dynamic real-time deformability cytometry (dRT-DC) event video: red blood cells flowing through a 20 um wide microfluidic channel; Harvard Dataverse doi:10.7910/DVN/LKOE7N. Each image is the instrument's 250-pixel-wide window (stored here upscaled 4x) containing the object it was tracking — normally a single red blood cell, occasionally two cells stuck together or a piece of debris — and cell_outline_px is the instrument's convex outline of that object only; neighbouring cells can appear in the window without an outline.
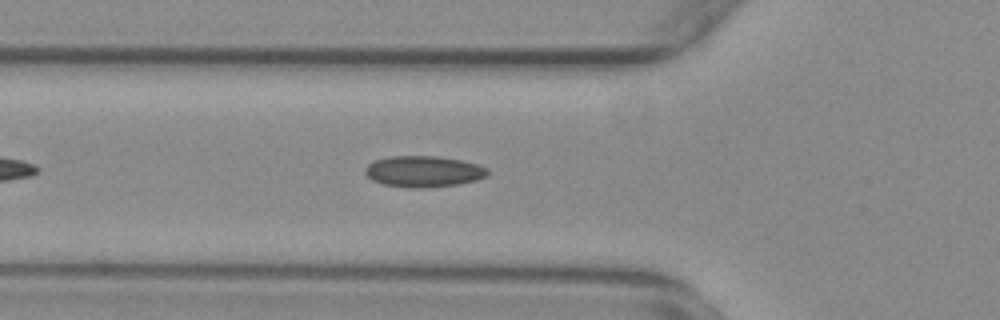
{"species": "common noctule bat (a hibernating species)", "species_latin": "Nyctalus noctula", "temperature_condition": "warm", "stored_images_in_passage": 41, "camera_frame_rate_fps": 3000, "um_per_image_px": 0.085, "animal": {"sex": "female", "body_mass_g": 29.2, "forearm_length_mm": 56.3}, "frame": {"image": 1, "passage_image": 7, "time_ms": 2.0, "image_size_px": [1000, 320], "cell_outline_px": [[488, 176], [476, 180], [456, 184], [428, 188], [412, 188], [384, 184], [372, 180], [364, 172], [364, 168], [368, 164], [376, 160], [392, 156], [436, 156], [460, 160], [476, 164], [488, 168]], "centroid_in_image_um": [36.0, 14.58], "position_along_channel_um": 89.8, "area_um2": 22.14}}
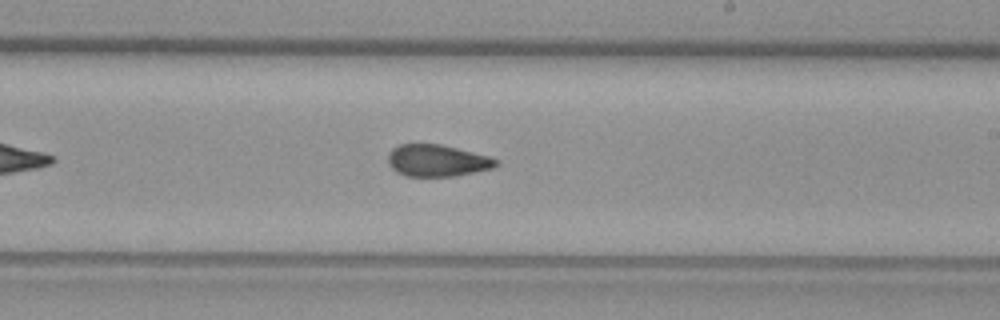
{"frame": {"image": 2, "passage_image": 20, "time_ms": 6.333, "image_size_px": [1000, 320], "cell_outline_px": [[500, 164], [492, 168], [456, 176], [404, 176], [396, 172], [388, 164], [388, 152], [392, 148], [400, 144], [440, 144], [488, 156], [500, 160]], "centroid_in_image_um": [37.14, 13.65], "position_along_channel_um": 251.9, "area_um2": 20.11}}
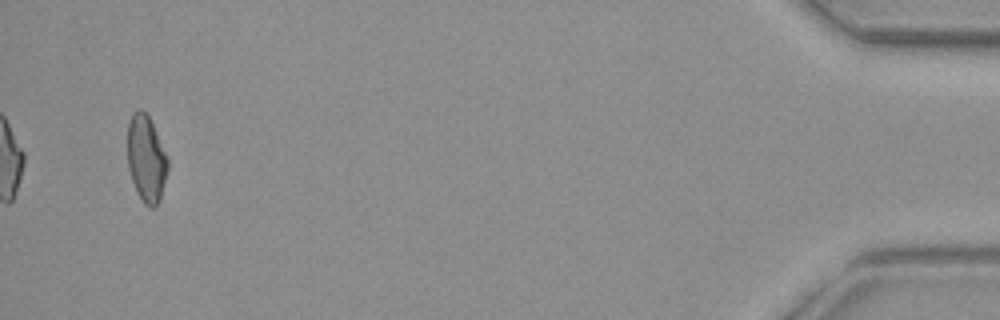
{"frame": {"image": 3, "passage_image": 41, "time_ms": 13.333, "image_size_px": [1000, 320], "cell_outline_px": [[168, 168], [160, 200], [152, 208], [148, 208], [144, 204], [132, 180], [128, 168], [128, 124], [132, 112], [140, 108], [148, 116], [152, 124], [168, 160]], "centroid_in_image_um": [12.42, 13.5], "position_along_channel_um": 422.8, "area_um2": 19.94}, "authors_computed_cell_mechanics": {"area_um2": 20.4612, "velocity_mm_per_s": 3.7295, "shape_relaxation_time_tau1_ms": null, "shape_relaxation_time_tau2_ms": 2.2035, "deformation_change_tau1": null, "deformation_change_tau2": 0.0816}}